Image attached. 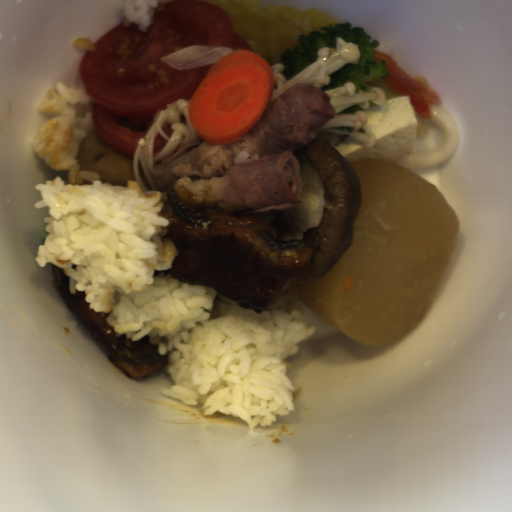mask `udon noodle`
Wrapping results in <instances>:
<instances>
[{
	"instance_id": "1",
	"label": "udon noodle",
	"mask_w": 512,
	"mask_h": 512,
	"mask_svg": "<svg viewBox=\"0 0 512 512\" xmlns=\"http://www.w3.org/2000/svg\"><path fill=\"white\" fill-rule=\"evenodd\" d=\"M429 118L439 124L443 131L444 139L440 147L413 149L393 162L407 169L434 167L456 152L460 144V133L450 111L440 103L435 104L431 106Z\"/></svg>"
}]
</instances>
